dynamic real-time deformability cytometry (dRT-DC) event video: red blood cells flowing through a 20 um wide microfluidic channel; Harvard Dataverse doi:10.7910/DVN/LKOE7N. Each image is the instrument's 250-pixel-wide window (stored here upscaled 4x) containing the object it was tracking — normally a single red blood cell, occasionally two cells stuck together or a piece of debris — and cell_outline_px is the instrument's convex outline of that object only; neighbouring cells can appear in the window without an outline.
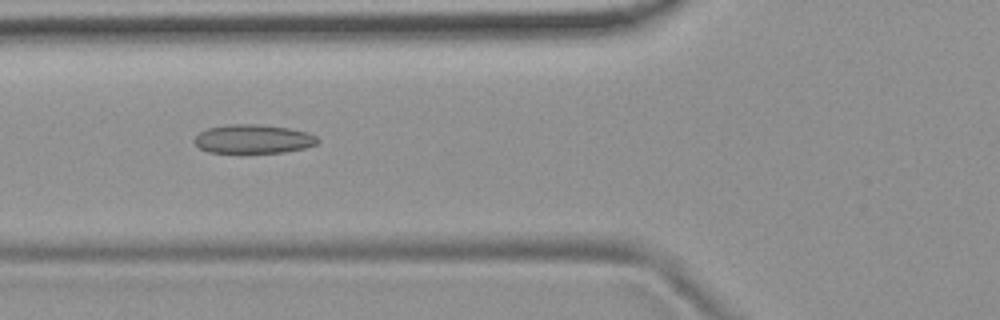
{"species": "common noctule bat (a hibernating species)", "species_latin": "Nyctalus noctula", "temperature_condition": "room temperature", "stored_images_in_passage": 39, "camera_frame_rate_fps": 3000, "um_per_image_px": 0.085, "animal": {"sex": "female", "body_mass_g": 19.9}, "frame": {"image": 1, "passage_image": 6, "time_ms": 1.667, "image_size_px": [1000, 320], "cell_outline_px": [[320, 140], [316, 144], [304, 148], [284, 152], [240, 156], [208, 152], [200, 148], [192, 140], [200, 132], [208, 128], [228, 124], [260, 124], [288, 128], [308, 132], [316, 136]], "centroid_in_image_um": [21.49, 11.86], "position_along_channel_um": 104.3, "area_um2": 21.73}}
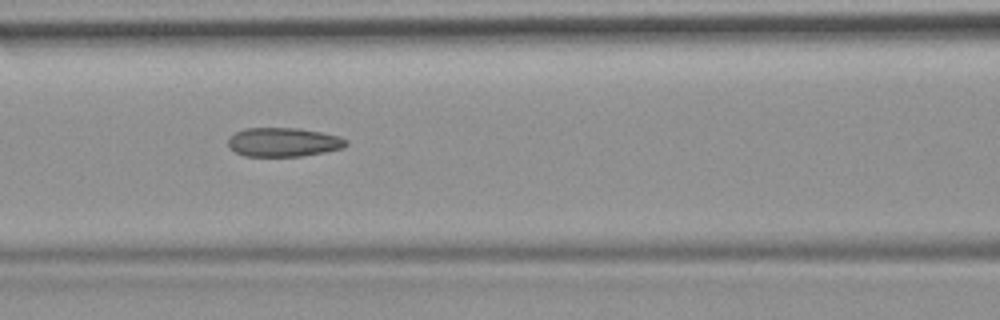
{"frame": {"image": 2, "passage_image": 9, "time_ms": 2.667, "image_size_px": [1000, 320], "cell_outline_px": [[348, 144], [344, 148], [324, 152], [300, 156], [244, 156], [228, 148], [228, 140], [236, 132], [244, 128], [300, 128], [340, 136], [348, 140]], "centroid_in_image_um": [24.11, 12.08], "position_along_channel_um": 142.5, "area_um2": 20.0}}
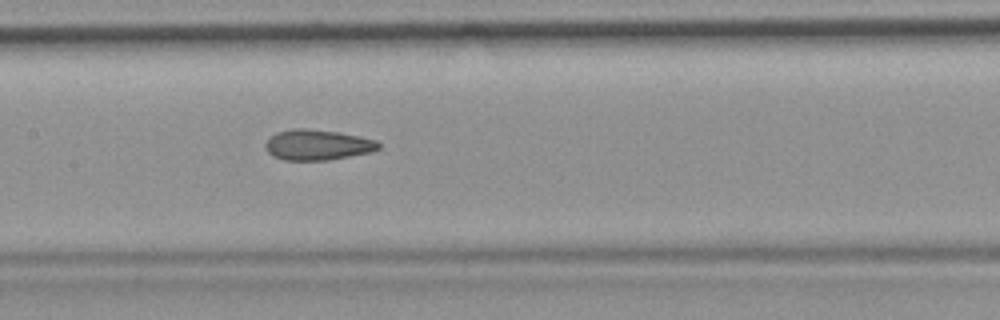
{"frame": {"image": 3, "passage_image": 12, "time_ms": 3.667, "image_size_px": [1000, 320], "cell_outline_px": [[380, 148], [372, 152], [328, 160], [284, 160], [272, 156], [268, 152], [264, 144], [276, 132], [292, 128], [308, 128], [340, 132], [376, 140], [380, 144]], "centroid_in_image_um": [26.99, 12.31], "position_along_channel_um": 180.4, "area_um2": 20.23}, "authors_computed_cell_mechanics": {"area_um2": 19.9988, "velocity_mm_per_s": 3.7877, "shape_relaxation_time_tau1_ms": null, "shape_relaxation_time_tau2_ms": 2.1867, "deformation_change_tau1": null, "deformation_change_tau2": 0.1034}}